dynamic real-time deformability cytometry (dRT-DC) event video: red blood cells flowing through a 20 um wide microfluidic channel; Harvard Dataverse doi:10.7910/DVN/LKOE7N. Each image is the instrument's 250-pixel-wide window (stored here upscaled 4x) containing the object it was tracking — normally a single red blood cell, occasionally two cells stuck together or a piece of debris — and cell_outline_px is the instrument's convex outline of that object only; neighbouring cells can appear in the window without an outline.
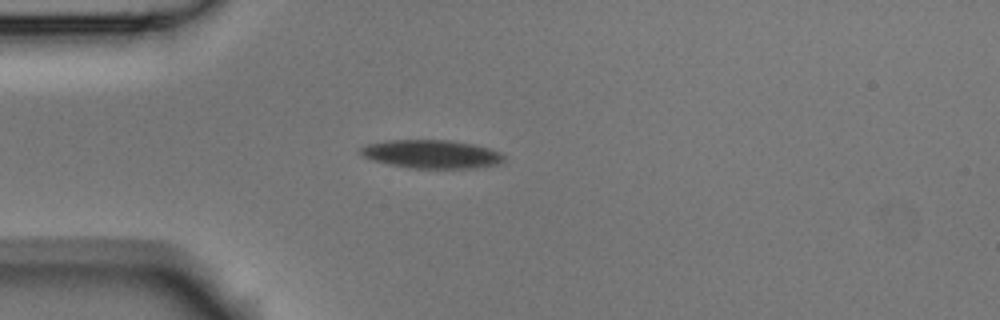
{"species": "Egyptian fruit bat (a non-hibernating species)", "species_latin": "Rousettus aegyptiacus", "temperature_condition": "room temperature", "stored_images_in_passage": 6, "camera_frame_rate_fps": 3000, "um_per_image_px": 0.085, "animal": {"sex": "male"}, "frame": {"image": 1, "passage_image": 3, "time_ms": 0.667, "image_size_px": [1000, 320], "cell_outline_px": [[504, 160], [500, 164], [476, 168], [416, 168], [388, 164], [372, 160], [364, 156], [360, 152], [360, 148], [368, 144], [388, 140], [448, 140], [472, 144], [488, 148], [500, 152], [504, 156]], "centroid_in_image_um": [36.71, 13.1], "position_along_channel_um": 48.3, "area_um2": 23.58}}
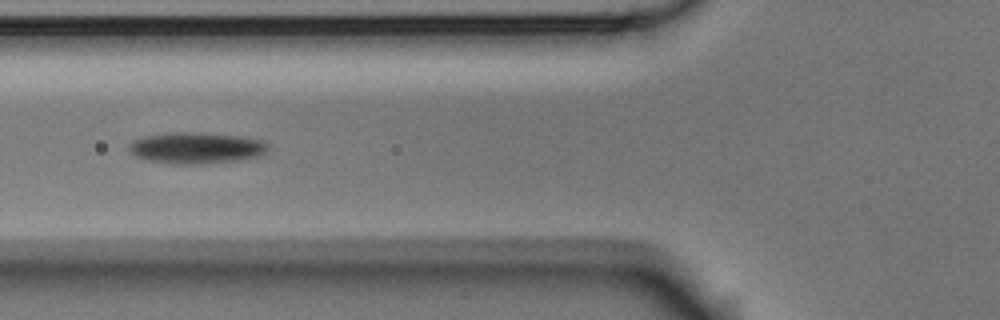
{"frame": {"image": 2, "passage_image": 5, "time_ms": 1.333, "image_size_px": [1000, 320], "cell_outline_px": [[268, 152], [260, 156], [236, 160], [200, 164], [172, 164], [148, 160], [136, 156], [128, 152], [128, 144], [132, 140], [144, 136], [168, 132], [200, 132], [240, 136], [264, 140], [268, 144]], "centroid_in_image_um": [16.67, 12.56], "position_along_channel_um": 109.1, "area_um2": 25.72}}
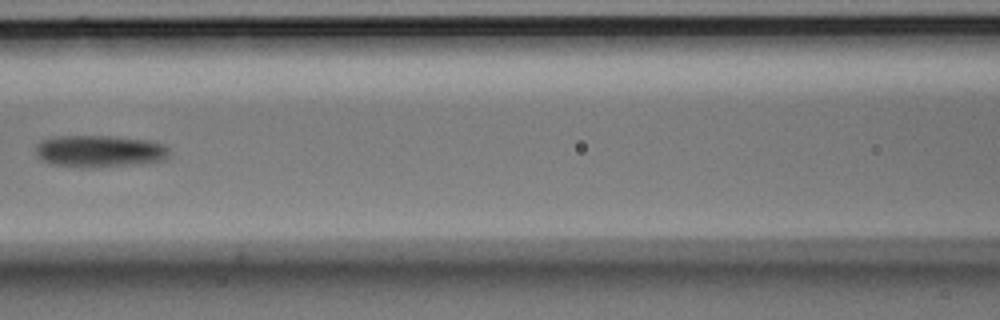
{"frame": {"image": 3, "passage_image": 6, "time_ms": 1.667, "image_size_px": [1000, 320], "cell_outline_px": [[168, 156], [164, 160], [144, 164], [52, 164], [36, 156], [36, 144], [40, 140], [52, 136], [116, 136], [148, 140], [164, 144], [168, 148]], "centroid_in_image_um": [8.49, 12.78], "position_along_channel_um": 158.1, "area_um2": 23.99}}